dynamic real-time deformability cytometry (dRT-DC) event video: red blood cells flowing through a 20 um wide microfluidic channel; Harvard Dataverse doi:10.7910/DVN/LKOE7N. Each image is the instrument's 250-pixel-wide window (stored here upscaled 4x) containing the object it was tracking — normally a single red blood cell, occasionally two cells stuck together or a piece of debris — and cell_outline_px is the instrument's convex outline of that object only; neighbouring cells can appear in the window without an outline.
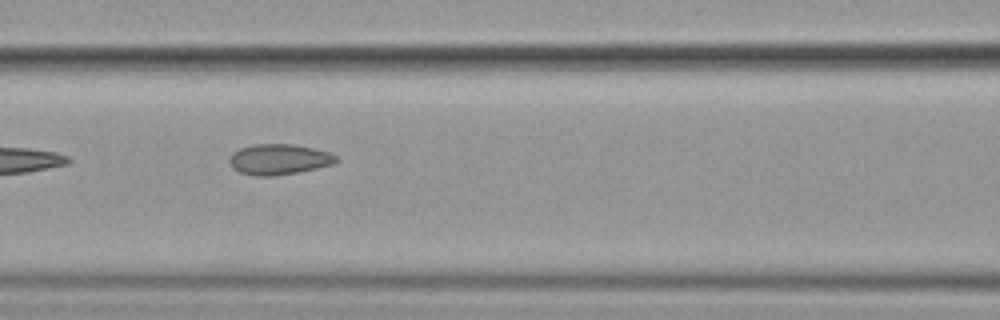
{"species": "common noctule bat (a hibernating species)", "species_latin": "Nyctalus noctula", "temperature_condition": "cold", "stored_images_in_passage": 8, "camera_frame_rate_fps": 3000, "um_per_image_px": 0.085, "animal": {"sex": "female", "body_mass_g": 19.9}, "frame": {"image": 1, "passage_image": 7, "time_ms": 7.333, "image_size_px": [1000, 320], "cell_outline_px": [[340, 160], [332, 164], [300, 172], [272, 176], [256, 176], [240, 172], [232, 168], [228, 160], [232, 152], [240, 148], [252, 144], [292, 144], [312, 148], [328, 152], [336, 156]], "centroid_in_image_um": [23.68, 13.54], "position_along_channel_um": 142.9, "area_um2": 19.07}}